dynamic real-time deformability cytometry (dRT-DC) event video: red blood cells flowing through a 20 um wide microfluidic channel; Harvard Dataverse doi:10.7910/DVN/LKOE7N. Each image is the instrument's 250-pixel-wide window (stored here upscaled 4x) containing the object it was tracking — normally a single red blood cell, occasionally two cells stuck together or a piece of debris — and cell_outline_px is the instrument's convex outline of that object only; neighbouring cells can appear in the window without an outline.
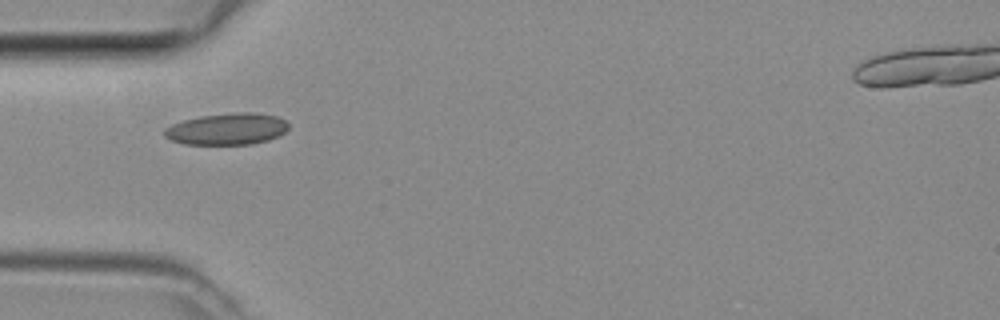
{"species": "common noctule bat (a hibernating species)", "species_latin": "Nyctalus noctula", "temperature_condition": "room temperature", "stored_images_in_passage": 3, "camera_frame_rate_fps": 3000, "um_per_image_px": 0.085, "animal": {"sex": "female", "body_mass_g": 29.2, "forearm_length_mm": 56.3}, "frame": {"image": 1, "passage_image": 3, "time_ms": 0.667, "image_size_px": [1000, 320], "cell_outline_px": [[288, 128], [280, 136], [268, 140], [252, 144], [184, 144], [172, 140], [164, 136], [164, 128], [172, 124], [184, 120], [200, 116], [232, 112], [256, 112], [280, 116], [288, 124]], "centroid_in_image_um": [19.33, 10.95], "position_along_channel_um": 65.7, "area_um2": 23.06}}